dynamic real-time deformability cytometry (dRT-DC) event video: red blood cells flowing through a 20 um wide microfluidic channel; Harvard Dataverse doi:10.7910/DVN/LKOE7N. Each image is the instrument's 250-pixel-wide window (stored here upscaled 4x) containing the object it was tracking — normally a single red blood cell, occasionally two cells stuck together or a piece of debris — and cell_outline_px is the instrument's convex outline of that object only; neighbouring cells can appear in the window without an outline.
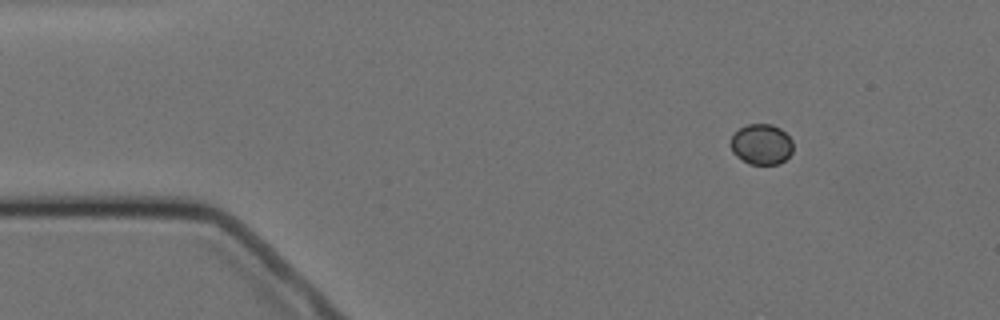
{"species": "Egyptian fruit bat (a non-hibernating species)", "species_latin": "Rousettus aegyptiacus", "temperature_condition": "cold", "stored_images_in_passage": 10, "camera_frame_rate_fps": 3000, "um_per_image_px": 0.085, "animal": {"sex": "female"}, "frame": {"image": 1, "passage_image": 1, "time_ms": 0.0, "image_size_px": [1000, 320], "cell_outline_px": [[792, 152], [780, 164], [748, 164], [736, 156], [732, 152], [732, 136], [740, 128], [748, 124], [772, 124], [780, 128], [792, 140]], "centroid_in_image_um": [64.73, 12.27], "position_along_channel_um": 20.3, "area_um2": 14.62}}
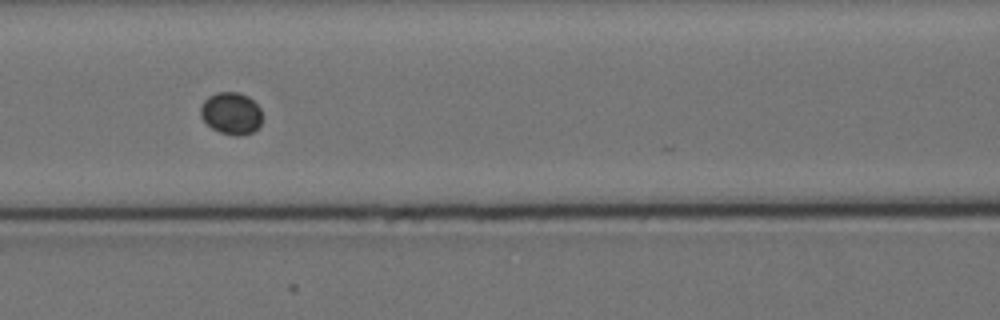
{"frame": {"image": 2, "passage_image": 6, "time_ms": 5.667, "image_size_px": [1000, 320], "cell_outline_px": [[260, 124], [252, 132], [240, 136], [236, 136], [220, 132], [212, 128], [200, 116], [200, 108], [204, 100], [208, 96], [216, 92], [240, 92], [248, 96], [260, 108]], "centroid_in_image_um": [19.63, 9.62], "position_along_channel_um": 147.0, "area_um2": 15.03}}
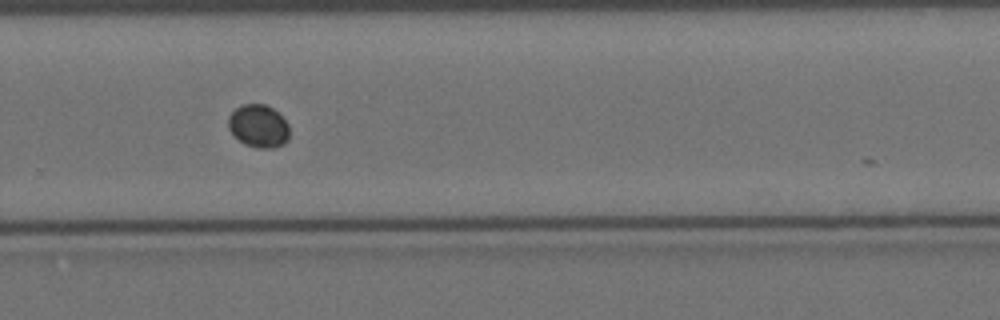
{"frame": {"image": 3, "passage_image": 10, "time_ms": 10.333, "image_size_px": [1000, 320], "cell_outline_px": [[288, 140], [284, 144], [272, 148], [256, 148], [244, 144], [228, 128], [228, 116], [240, 104], [264, 104], [272, 108], [288, 124]], "centroid_in_image_um": [21.96, 10.72], "position_along_channel_um": 307.8, "area_um2": 15.14}}